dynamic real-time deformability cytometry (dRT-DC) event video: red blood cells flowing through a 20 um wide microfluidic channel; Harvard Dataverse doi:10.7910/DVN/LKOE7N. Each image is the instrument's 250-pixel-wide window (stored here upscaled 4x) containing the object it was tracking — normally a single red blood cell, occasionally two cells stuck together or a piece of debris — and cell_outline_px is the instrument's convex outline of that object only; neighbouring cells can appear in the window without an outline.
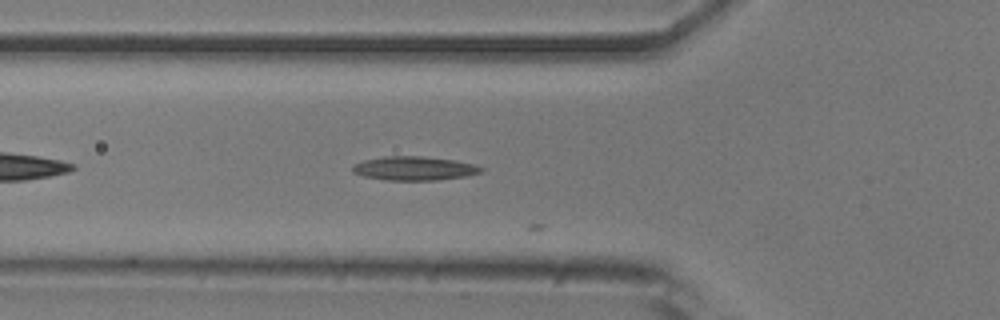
{"species": "common noctule bat (a hibernating species)", "species_latin": "Nyctalus noctula", "temperature_condition": "room temperature", "stored_images_in_passage": 10, "camera_frame_rate_fps": 3000, "um_per_image_px": 0.085, "animal": {"sex": "male", "body_mass_g": 20.5, "forearm_length_mm": 52.5}, "frame": {"image": 1, "passage_image": 6, "time_ms": 1.667, "image_size_px": [1000, 320], "cell_outline_px": [[484, 172], [468, 176], [436, 180], [384, 180], [364, 176], [352, 172], [352, 168], [356, 164], [364, 160], [384, 156], [420, 156], [456, 160], [476, 164], [484, 168]], "centroid_in_image_um": [35.28, 14.31], "position_along_channel_um": 90.5, "area_um2": 18.03}}